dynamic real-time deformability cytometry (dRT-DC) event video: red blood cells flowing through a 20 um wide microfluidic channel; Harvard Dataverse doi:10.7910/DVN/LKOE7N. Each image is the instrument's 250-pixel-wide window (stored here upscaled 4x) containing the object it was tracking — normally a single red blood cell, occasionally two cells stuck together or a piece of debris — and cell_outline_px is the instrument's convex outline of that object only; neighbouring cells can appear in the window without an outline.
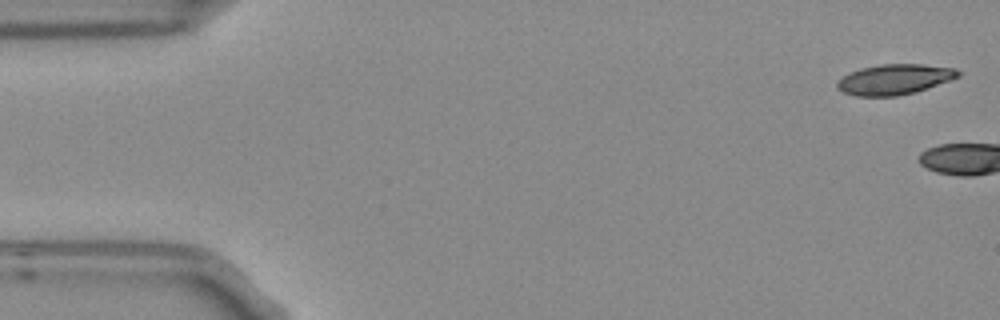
{"species": "Egyptian fruit bat (a non-hibernating species)", "species_latin": "Rousettus aegyptiacus", "temperature_condition": "room temperature", "stored_images_in_passage": 5, "camera_frame_rate_fps": 3000, "um_per_image_px": 0.085, "frame": {"image": 1, "passage_image": 1, "time_ms": 0.0, "image_size_px": [1000, 320], "cell_outline_px": [[960, 76], [952, 80], [916, 92], [896, 96], [856, 96], [844, 92], [836, 88], [836, 84], [844, 76], [860, 68], [880, 64], [920, 64], [956, 68], [960, 72]], "centroid_in_image_um": [76.07, 6.75], "position_along_channel_um": 8.9, "area_um2": 21.39}}
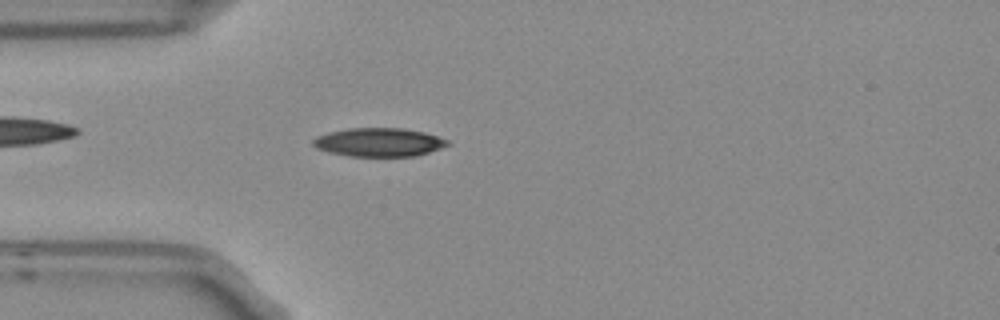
{"frame": {"image": 2, "passage_image": 5, "time_ms": 1.333, "image_size_px": [1000, 320], "cell_outline_px": [[452, 144], [416, 156], [348, 156], [328, 152], [316, 148], [312, 144], [312, 140], [316, 136], [328, 132], [348, 128], [404, 128], [424, 132], [448, 140]], "centroid_in_image_um": [32.18, 12.09], "position_along_channel_um": 52.8, "area_um2": 22.48}}